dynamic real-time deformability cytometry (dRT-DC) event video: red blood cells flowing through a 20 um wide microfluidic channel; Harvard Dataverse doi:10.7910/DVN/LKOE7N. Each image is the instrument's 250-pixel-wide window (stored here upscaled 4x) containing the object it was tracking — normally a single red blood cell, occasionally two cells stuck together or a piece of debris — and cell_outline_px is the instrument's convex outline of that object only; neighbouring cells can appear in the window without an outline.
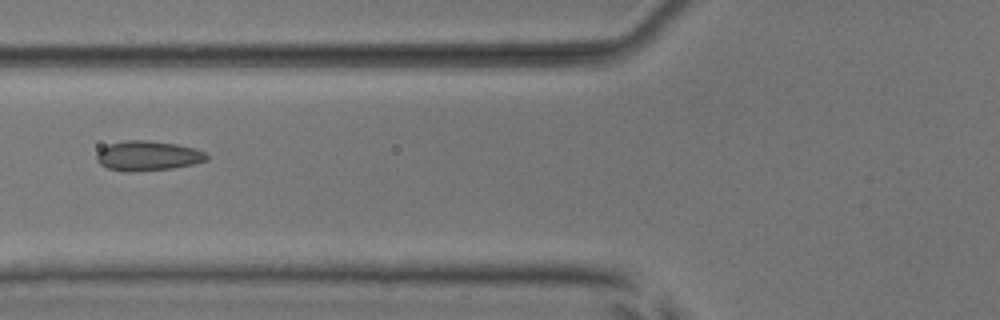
{"species": "common noctule bat (a hibernating species)", "species_latin": "Nyctalus noctula", "temperature_condition": "room temperature", "stored_images_in_passage": 7, "camera_frame_rate_fps": 3000, "um_per_image_px": 0.085, "animal": {"sex": "male", "body_mass_g": 17.9, "forearm_length_mm": 54.2}, "frame": {"image": 1, "passage_image": 6, "time_ms": 6.667, "image_size_px": [1000, 320], "cell_outline_px": [[208, 160], [192, 164], [172, 168], [132, 172], [108, 168], [100, 164], [96, 160], [96, 156], [100, 148], [108, 144], [128, 140], [148, 140], [176, 144], [196, 148], [204, 152], [208, 156]], "centroid_in_image_um": [12.56, 13.23], "position_along_channel_um": 113.2, "area_um2": 19.07}}
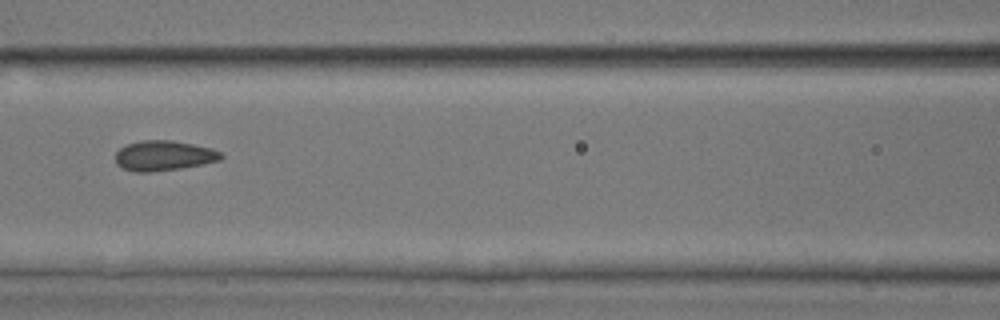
{"frame": {"image": 2, "passage_image": 7, "time_ms": 7.667, "image_size_px": [1000, 320], "cell_outline_px": [[224, 156], [220, 160], [180, 168], [148, 172], [136, 172], [124, 168], [116, 164], [116, 152], [120, 148], [128, 144], [140, 140], [172, 140], [212, 148], [220, 152]], "centroid_in_image_um": [13.91, 13.22], "position_along_channel_um": 152.7, "area_um2": 18.32}}